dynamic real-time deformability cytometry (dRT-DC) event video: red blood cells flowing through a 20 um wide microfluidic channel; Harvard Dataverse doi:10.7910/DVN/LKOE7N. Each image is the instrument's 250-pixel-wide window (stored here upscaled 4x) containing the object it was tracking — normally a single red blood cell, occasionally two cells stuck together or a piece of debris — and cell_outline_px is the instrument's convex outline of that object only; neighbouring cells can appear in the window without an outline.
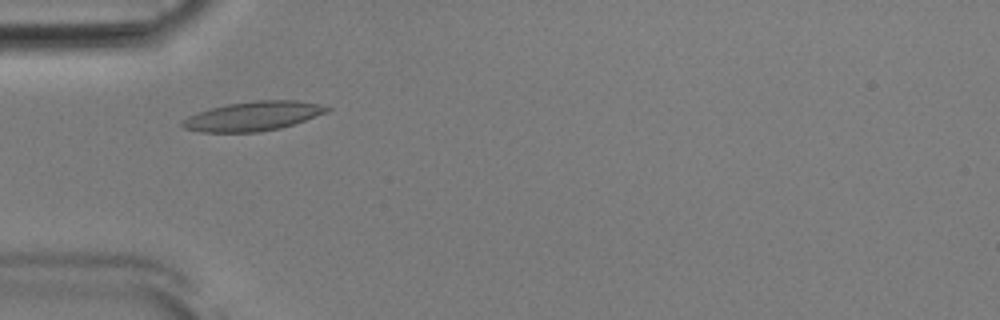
{"species": "Egyptian fruit bat (a non-hibernating species)", "species_latin": "Rousettus aegyptiacus", "temperature_condition": "room temperature", "stored_images_in_passage": 49, "camera_frame_rate_fps": 3000, "um_per_image_px": 0.085, "animal": {"sex": "male"}, "frame": {"image": 1, "passage_image": 13, "time_ms": 4.0, "image_size_px": [1000, 320], "cell_outline_px": [[332, 108], [328, 112], [280, 128], [260, 132], [200, 132], [184, 128], [180, 124], [188, 116], [212, 108], [228, 104], [256, 100], [296, 100], [316, 104]], "centroid_in_image_um": [21.51, 9.87], "position_along_channel_um": 63.5, "area_um2": 24.33}}
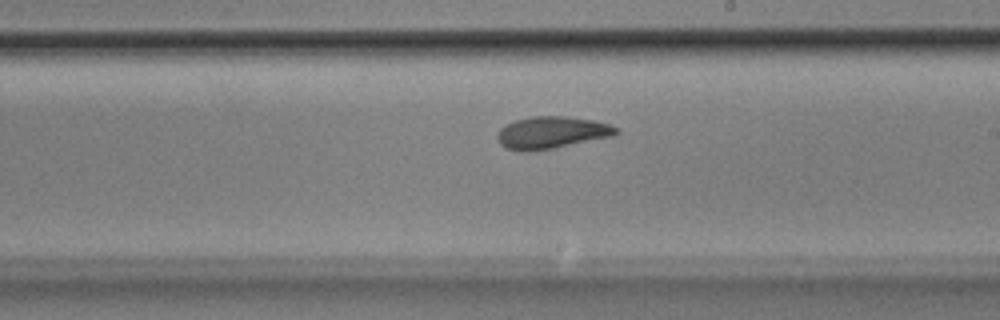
{"frame": {"image": 2, "passage_image": 27, "time_ms": 8.667, "image_size_px": [1000, 320], "cell_outline_px": [[620, 132], [616, 136], [552, 148], [528, 152], [524, 152], [508, 148], [500, 144], [496, 136], [500, 128], [504, 124], [516, 120], [532, 116], [568, 116], [596, 120], [608, 124], [616, 128]], "centroid_in_image_um": [46.9, 11.26], "position_along_channel_um": 242.1, "area_um2": 22.43}}
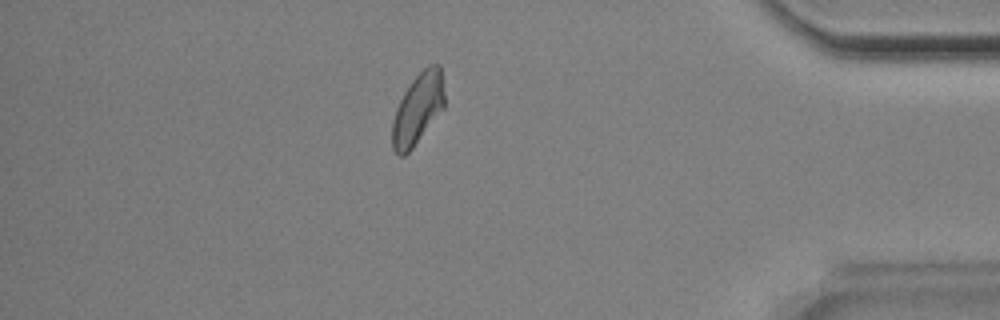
{"frame": {"image": 3, "passage_image": 42, "time_ms": 13.667, "image_size_px": [1000, 320], "cell_outline_px": [[444, 108], [412, 148], [404, 156], [400, 156], [392, 148], [392, 120], [396, 108], [404, 92], [412, 80], [428, 64], [440, 64], [444, 92]], "centroid_in_image_um": [35.51, 9.24], "position_along_channel_um": 399.7, "area_um2": 21.5}, "authors_computed_cell_mechanics": {"area_um2": 21.964, "velocity_mm_per_s": 3.876, "shape_relaxation_time_tau1_ms": 5.1658, "shape_relaxation_time_tau2_ms": 3.0479, "deformation_change_tau1": 0.1499, "deformation_change_tau2": 0.0892}}